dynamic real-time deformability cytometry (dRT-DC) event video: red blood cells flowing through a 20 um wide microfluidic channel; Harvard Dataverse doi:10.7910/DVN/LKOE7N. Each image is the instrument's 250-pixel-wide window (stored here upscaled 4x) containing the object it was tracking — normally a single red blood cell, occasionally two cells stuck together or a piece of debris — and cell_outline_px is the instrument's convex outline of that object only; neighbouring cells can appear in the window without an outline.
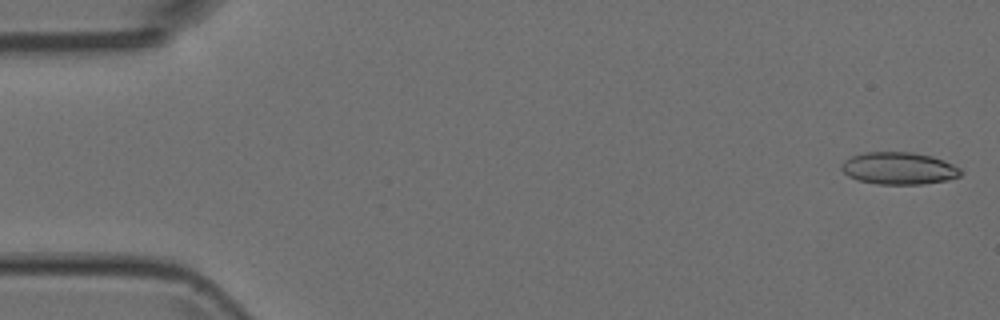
{"species": "Egyptian fruit bat (a non-hibernating species)", "species_latin": "Rousettus aegyptiacus", "temperature_condition": "room temperature", "stored_images_in_passage": 3, "camera_frame_rate_fps": 3000, "um_per_image_px": 0.085, "animal": {"sex": "female"}, "frame": {"image": 1, "passage_image": 1, "time_ms": 0.0, "image_size_px": [1000, 320], "cell_outline_px": [[964, 172], [960, 176], [948, 180], [924, 184], [876, 184], [860, 180], [848, 176], [840, 168], [840, 164], [844, 160], [852, 156], [864, 152], [912, 152], [932, 156], [944, 160], [960, 168]], "centroid_in_image_um": [76.42, 14.3], "position_along_channel_um": 8.6, "area_um2": 22.54}}